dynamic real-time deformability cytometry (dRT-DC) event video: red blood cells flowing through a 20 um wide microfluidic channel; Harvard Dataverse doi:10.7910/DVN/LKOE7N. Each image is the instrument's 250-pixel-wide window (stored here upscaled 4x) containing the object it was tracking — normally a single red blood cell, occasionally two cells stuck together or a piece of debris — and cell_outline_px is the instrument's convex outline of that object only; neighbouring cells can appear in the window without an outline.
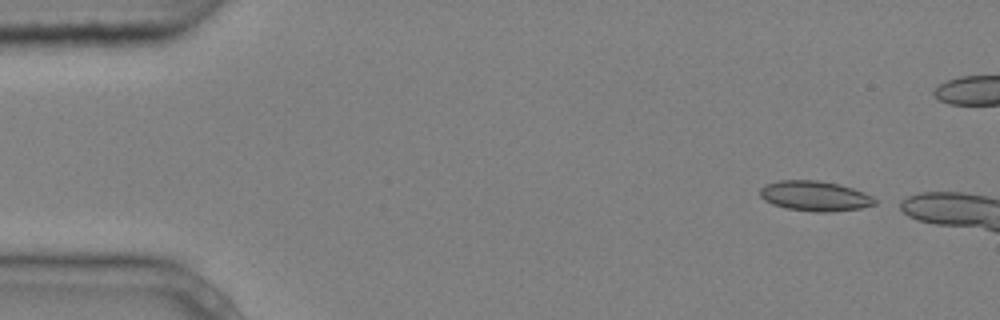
{"species": "common noctule bat (a hibernating species)", "species_latin": "Nyctalus noctula", "temperature_condition": "cold", "stored_images_in_passage": 3, "camera_frame_rate_fps": 3000, "um_per_image_px": 0.085, "animal": {"sex": "male", "body_mass_g": 20.4}, "frame": {"image": 1, "passage_image": 1, "time_ms": 0.0, "image_size_px": [1000, 320], "cell_outline_px": [[876, 204], [860, 208], [828, 212], [816, 212], [788, 208], [772, 204], [764, 200], [760, 196], [760, 188], [764, 184], [780, 180], [816, 180], [840, 184], [864, 192], [872, 196], [876, 200]], "centroid_in_image_um": [69.25, 16.65], "position_along_channel_um": 15.8, "area_um2": 20.11}}